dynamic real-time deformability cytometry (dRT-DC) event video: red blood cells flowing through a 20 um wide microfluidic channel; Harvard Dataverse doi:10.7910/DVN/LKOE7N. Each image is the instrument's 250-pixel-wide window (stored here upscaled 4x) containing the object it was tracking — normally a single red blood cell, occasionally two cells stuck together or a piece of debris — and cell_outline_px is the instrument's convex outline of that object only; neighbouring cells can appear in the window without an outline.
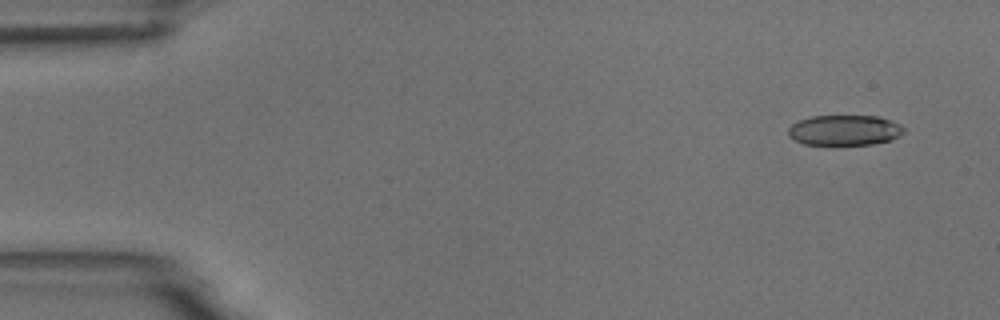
{"species": "common noctule bat (a hibernating species)", "species_latin": "Nyctalus noctula", "temperature_condition": "room temperature", "stored_images_in_passage": 6, "camera_frame_rate_fps": 3000, "um_per_image_px": 0.085, "animal": {"sex": "male", "body_mass_g": 18.8}, "frame": {"image": 1, "passage_image": 1, "time_ms": 0.0, "image_size_px": [1000, 320], "cell_outline_px": [[904, 132], [900, 136], [892, 140], [872, 144], [832, 148], [804, 144], [788, 136], [788, 128], [792, 124], [800, 120], [812, 116], [876, 116], [900, 124], [904, 128]], "centroid_in_image_um": [71.76, 11.13], "position_along_channel_um": 13.2, "area_um2": 21.27}}
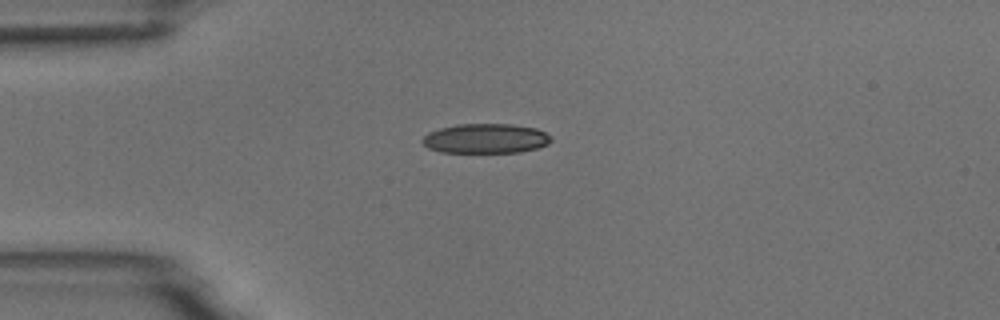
{"frame": {"image": 2, "passage_image": 4, "time_ms": 3.333, "image_size_px": [1000, 320], "cell_outline_px": [[552, 140], [548, 144], [536, 148], [520, 152], [440, 152], [428, 148], [420, 140], [428, 132], [440, 128], [456, 124], [512, 124], [536, 128], [552, 136]], "centroid_in_image_um": [41.27, 11.77], "position_along_channel_um": 43.7, "area_um2": 22.31}}